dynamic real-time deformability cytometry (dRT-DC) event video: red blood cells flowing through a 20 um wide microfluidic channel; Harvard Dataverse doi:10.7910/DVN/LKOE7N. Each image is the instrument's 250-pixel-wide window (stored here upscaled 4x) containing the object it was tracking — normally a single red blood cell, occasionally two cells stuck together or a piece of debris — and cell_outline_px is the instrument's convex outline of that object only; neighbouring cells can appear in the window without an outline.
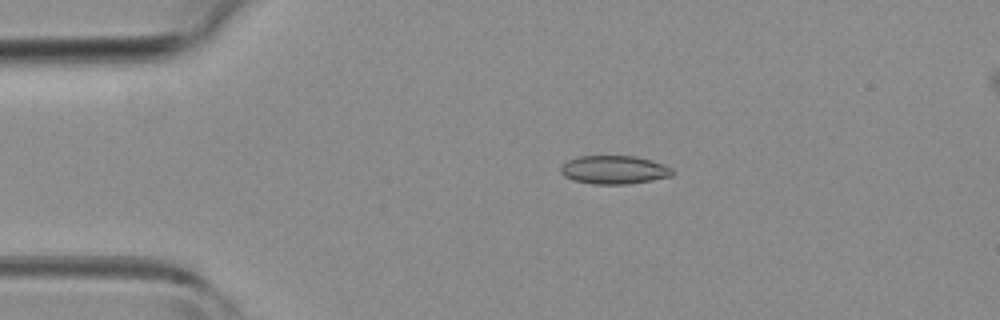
{"species": "common noctule bat (a hibernating species)", "species_latin": "Nyctalus noctula", "temperature_condition": "room temperature", "stored_images_in_passage": 4, "camera_frame_rate_fps": 3000, "um_per_image_px": 0.085, "animal": {"sex": "female", "body_mass_g": 19.3, "forearm_length_mm": 54.1}, "frame": {"image": 1, "passage_image": 2, "time_ms": 1.333, "image_size_px": [1000, 320], "cell_outline_px": [[672, 176], [652, 180], [628, 184], [592, 184], [572, 180], [564, 176], [560, 172], [560, 168], [568, 160], [576, 156], [636, 156], [652, 160], [664, 164], [672, 168]], "centroid_in_image_um": [52.19, 14.43], "position_along_channel_um": 32.8, "area_um2": 18.61}}